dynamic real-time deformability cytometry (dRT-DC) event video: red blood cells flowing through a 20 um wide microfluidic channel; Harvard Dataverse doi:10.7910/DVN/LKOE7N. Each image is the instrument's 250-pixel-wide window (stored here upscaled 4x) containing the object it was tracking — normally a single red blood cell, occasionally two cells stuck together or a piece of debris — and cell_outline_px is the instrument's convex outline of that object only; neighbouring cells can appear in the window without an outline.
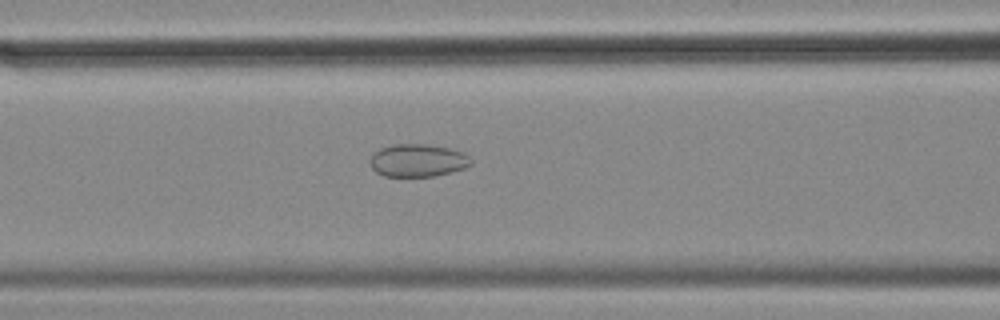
{"species": "common noctule bat (a hibernating species)", "species_latin": "Nyctalus noctula", "temperature_condition": "cold", "stored_images_in_passage": 55, "camera_frame_rate_fps": 3000, "um_per_image_px": 0.085, "animal": {"sex": "female", "body_mass_g": 18.4}, "frame": {"image": 1, "passage_image": 21, "time_ms": 6.667, "image_size_px": [1000, 320], "cell_outline_px": [[472, 164], [464, 168], [436, 176], [384, 176], [376, 172], [372, 168], [368, 160], [372, 152], [380, 148], [392, 144], [428, 144], [448, 148], [464, 152], [472, 160]], "centroid_in_image_um": [35.47, 13.63], "position_along_channel_um": 131.1, "area_um2": 19.48}}
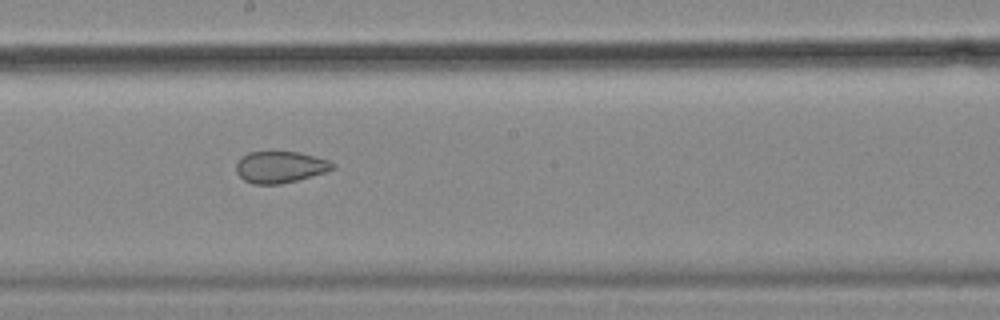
{"frame": {"image": 2, "passage_image": 29, "time_ms": 9.333, "image_size_px": [1000, 320], "cell_outline_px": [[336, 168], [324, 172], [296, 180], [280, 184], [252, 184], [244, 180], [236, 172], [236, 164], [240, 156], [248, 152], [296, 152], [328, 160], [336, 164]], "centroid_in_image_um": [23.78, 14.2], "position_along_channel_um": 224.4, "area_um2": 17.63}}
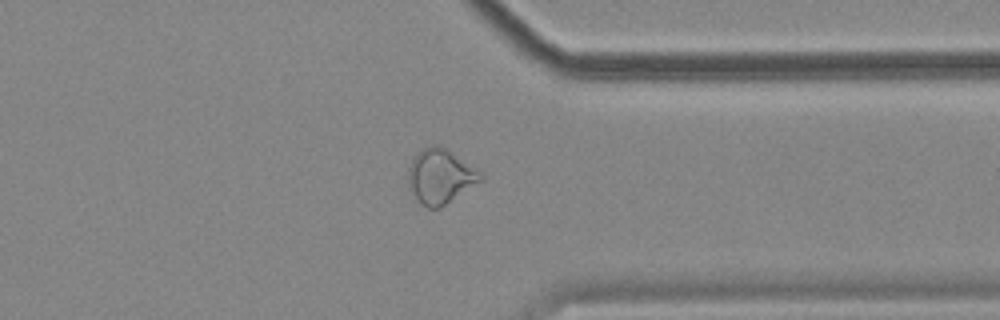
{"frame": {"image": 3, "passage_image": 42, "time_ms": 13.667, "image_size_px": [1000, 320], "cell_outline_px": [[484, 180], [440, 208], [428, 208], [420, 204], [408, 180], [408, 168], [412, 160], [424, 148], [432, 144], [440, 144], [448, 148], [484, 172]], "centroid_in_image_um": [37.52, 14.96], "position_along_channel_um": 373.9, "area_um2": 23.35}, "authors_computed_cell_mechanics": {"area_um2": 23.987, "velocity_mm_per_s": 3.5147, "shape_relaxation_time_tau1_ms": null, "shape_relaxation_time_tau2_ms": 2.5544, "deformation_change_tau1": null, "deformation_change_tau2": 0.0834}}